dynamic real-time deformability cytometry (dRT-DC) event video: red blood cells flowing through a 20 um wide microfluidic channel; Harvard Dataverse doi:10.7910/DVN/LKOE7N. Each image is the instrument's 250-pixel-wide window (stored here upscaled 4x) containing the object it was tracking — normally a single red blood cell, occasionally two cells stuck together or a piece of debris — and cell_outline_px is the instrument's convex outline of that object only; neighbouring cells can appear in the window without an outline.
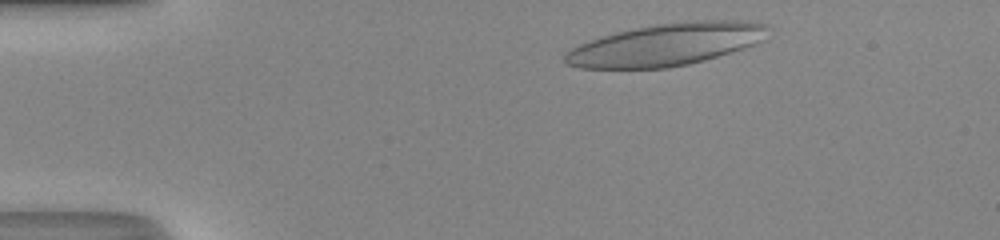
{"species": "human", "species_latin": "Homo sapiens", "temperature_condition": "room temperature", "stored_images_in_passage": 37, "camera_frame_rate_fps": 3000, "um_per_image_px": 0.085, "donor": {"sex": "male"}, "frame": {"image": 1, "passage_image": 3, "time_ms": 0.667, "image_size_px": [1000, 240], "cell_outline_px": [[772, 28], [764, 40], [756, 44], [704, 60], [688, 64], [668, 68], [580, 68], [564, 64], [564, 52], [580, 44], [604, 36], [636, 28], [660, 24], [688, 20], [744, 20], [768, 24]], "centroid_in_image_um": [56.7, 3.78], "position_along_channel_um": 28.3, "area_um2": 50.0}}
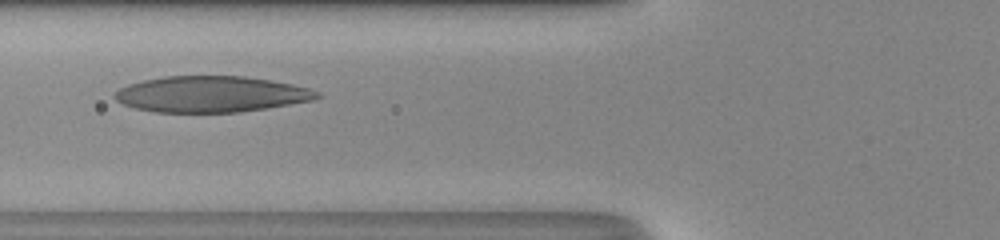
{"frame": {"image": 2, "passage_image": 14, "time_ms": 4.333, "image_size_px": [1000, 240], "cell_outline_px": [[320, 96], [312, 100], [240, 112], [152, 112], [136, 108], [124, 104], [116, 100], [112, 96], [120, 88], [128, 84], [144, 80], [164, 76], [244, 76], [292, 84], [308, 88], [320, 92]], "centroid_in_image_um": [17.91, 8.0], "position_along_channel_um": 107.9, "area_um2": 42.19}}
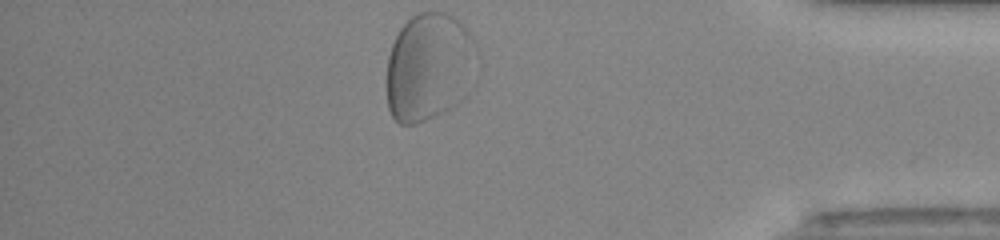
{"frame": {"image": 3, "passage_image": 37, "time_ms": 12.0, "image_size_px": [1000, 240], "cell_outline_px": [[480, 56], [456, 104], [416, 124], [400, 124], [392, 116], [388, 108], [388, 56], [392, 44], [400, 28], [412, 16], [420, 12], [444, 12], [452, 16], [464, 24], [476, 44]], "centroid_in_image_um": [36.46, 5.63], "position_along_channel_um": 398.7, "area_um2": 56.07}}